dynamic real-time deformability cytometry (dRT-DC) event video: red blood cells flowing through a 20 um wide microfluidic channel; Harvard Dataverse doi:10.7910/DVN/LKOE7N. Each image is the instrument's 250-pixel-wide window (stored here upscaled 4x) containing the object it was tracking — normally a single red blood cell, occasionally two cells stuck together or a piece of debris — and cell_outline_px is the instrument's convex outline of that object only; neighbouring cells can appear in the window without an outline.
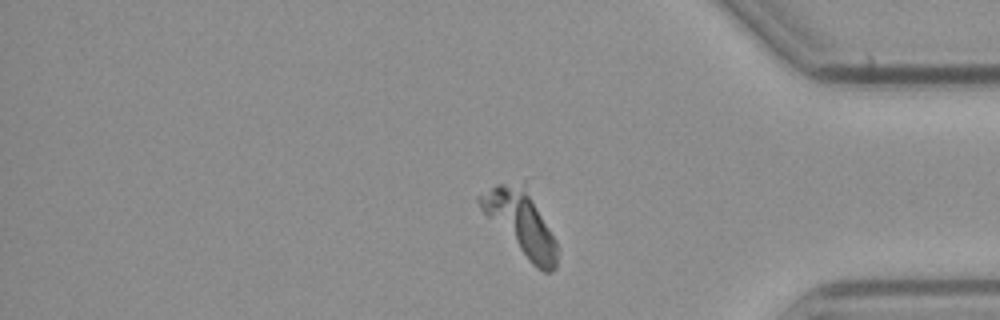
{"species": "common noctule bat (a hibernating species)", "species_latin": "Nyctalus noctula", "temperature_condition": "cold", "stored_images_in_passage": 40, "camera_frame_rate_fps": 3000, "um_per_image_px": 0.085, "animal": {"sex": "male", "body_mass_g": 23.1, "forearm_length_mm": 52.7}, "frame": {"image": 1, "passage_image": 31, "time_ms": 10.0, "image_size_px": [1000, 320], "cell_outline_px": [[556, 268], [552, 272], [544, 272], [536, 268], [532, 264], [480, 208], [476, 200], [476, 196], [496, 184], [524, 180], [556, 240]], "centroid_in_image_um": [44.28, 18.88], "position_along_channel_um": 390.9, "area_um2": 28.55}}
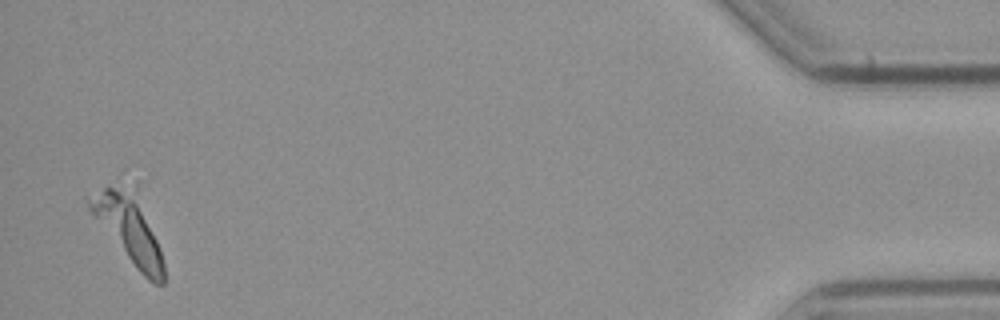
{"frame": {"image": 2, "passage_image": 39, "time_ms": 12.667, "image_size_px": [1000, 320], "cell_outline_px": [[164, 284], [152, 284], [136, 268], [88, 208], [84, 200], [104, 188], [112, 188], [128, 192], [136, 204], [156, 240], [160, 248], [164, 264]], "centroid_in_image_um": [10.94, 19.65], "position_along_channel_um": 424.3, "area_um2": 26.13}}